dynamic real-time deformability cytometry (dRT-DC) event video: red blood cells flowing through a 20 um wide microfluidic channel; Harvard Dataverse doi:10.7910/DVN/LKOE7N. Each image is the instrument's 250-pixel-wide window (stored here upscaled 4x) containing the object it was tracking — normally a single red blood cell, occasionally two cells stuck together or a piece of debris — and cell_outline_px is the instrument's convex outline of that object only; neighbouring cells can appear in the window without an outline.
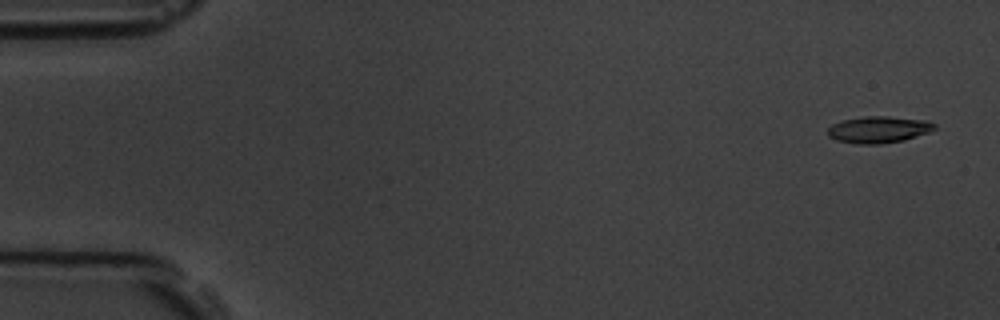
{"species": "common noctule bat (a hibernating species)", "species_latin": "Nyctalus noctula", "temperature_condition": "room temperature", "stored_images_in_passage": 5, "camera_frame_rate_fps": 3000, "um_per_image_px": 0.085, "animal": {"sex": "male", "body_mass_g": 19.5, "forearm_length_mm": 54.6}, "frame": {"image": 1, "passage_image": 1, "time_ms": 0.0, "image_size_px": [1000, 320], "cell_outline_px": [[936, 128], [928, 132], [904, 140], [880, 144], [856, 144], [836, 140], [828, 136], [828, 128], [832, 124], [844, 120], [864, 116], [888, 116], [928, 120], [936, 124]], "centroid_in_image_um": [74.69, 11.01], "position_along_channel_um": 10.3, "area_um2": 16.65}}
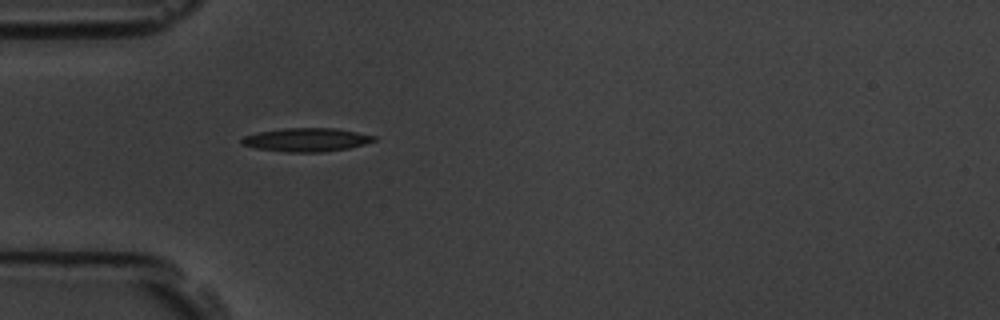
{"frame": {"image": 2, "passage_image": 5, "time_ms": 4.667, "image_size_px": [1000, 320], "cell_outline_px": [[376, 140], [364, 144], [348, 148], [324, 152], [288, 152], [256, 148], [240, 144], [240, 140], [244, 136], [260, 132], [284, 128], [332, 128], [356, 132], [376, 136]], "centroid_in_image_um": [26.04, 11.88], "position_along_channel_um": 59.0, "area_um2": 17.98}}